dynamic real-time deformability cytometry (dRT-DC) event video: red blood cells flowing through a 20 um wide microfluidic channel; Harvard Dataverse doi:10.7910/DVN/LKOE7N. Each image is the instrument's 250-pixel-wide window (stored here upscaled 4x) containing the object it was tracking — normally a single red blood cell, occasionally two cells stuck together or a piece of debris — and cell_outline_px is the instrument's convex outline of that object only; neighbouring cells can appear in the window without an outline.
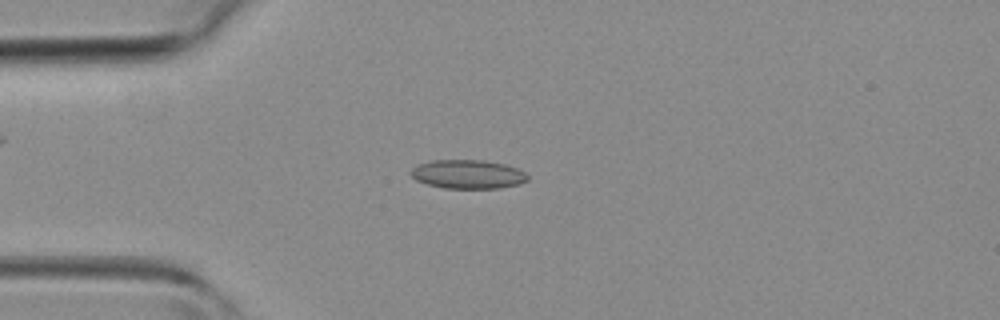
{"species": "common noctule bat (a hibernating species)", "species_latin": "Nyctalus noctula", "temperature_condition": "room temperature", "stored_images_in_passage": 38, "camera_frame_rate_fps": 3000, "um_per_image_px": 0.085, "animal": {"sex": "female", "body_mass_g": 19.3, "forearm_length_mm": 54.1}, "frame": {"image": 1, "passage_image": 7, "time_ms": 2.0, "image_size_px": [1000, 320], "cell_outline_px": [[528, 180], [520, 184], [500, 188], [444, 188], [428, 184], [416, 180], [408, 172], [416, 164], [432, 160], [484, 160], [504, 164], [516, 168], [524, 172], [528, 176]], "centroid_in_image_um": [39.74, 14.8], "position_along_channel_um": 45.3, "area_um2": 19.71}}
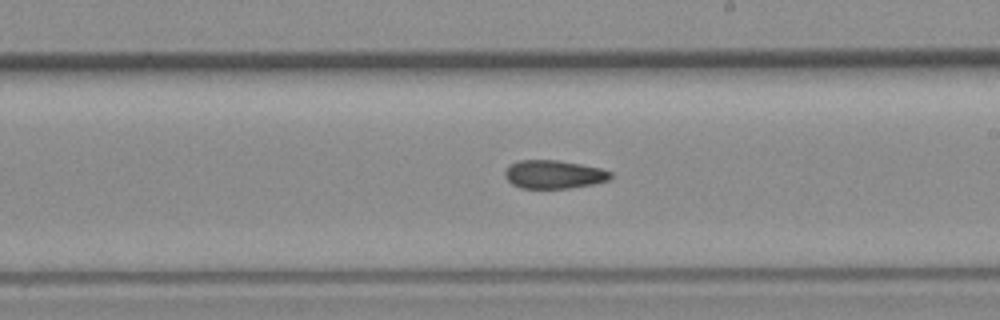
{"frame": {"image": 2, "passage_image": 20, "time_ms": 6.333, "image_size_px": [1000, 320], "cell_outline_px": [[612, 176], [608, 180], [592, 184], [568, 188], [520, 188], [512, 184], [504, 176], [504, 172], [508, 164], [516, 160], [556, 160], [580, 164], [600, 168], [612, 172]], "centroid_in_image_um": [47.03, 14.81], "position_along_channel_um": 242.0, "area_um2": 17.51}}
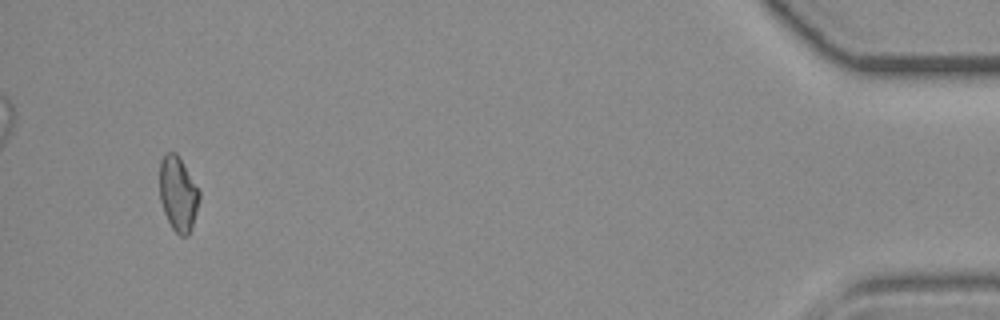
{"frame": {"image": 3, "passage_image": 36, "time_ms": 11.667, "image_size_px": [1000, 320], "cell_outline_px": [[200, 196], [192, 228], [188, 236], [180, 236], [172, 228], [164, 212], [160, 200], [160, 160], [168, 152], [176, 152], [200, 192]], "centroid_in_image_um": [15.13, 16.5], "position_along_channel_um": 420.1, "area_um2": 17.05}}